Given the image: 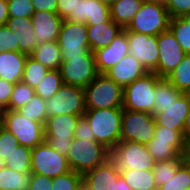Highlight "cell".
I'll return each mask as SVG.
<instances>
[{"instance_id": "cell-1", "label": "cell", "mask_w": 190, "mask_h": 190, "mask_svg": "<svg viewBox=\"0 0 190 190\" xmlns=\"http://www.w3.org/2000/svg\"><path fill=\"white\" fill-rule=\"evenodd\" d=\"M123 107L86 109L83 117L93 131L95 140L109 150L120 142Z\"/></svg>"}, {"instance_id": "cell-2", "label": "cell", "mask_w": 190, "mask_h": 190, "mask_svg": "<svg viewBox=\"0 0 190 190\" xmlns=\"http://www.w3.org/2000/svg\"><path fill=\"white\" fill-rule=\"evenodd\" d=\"M66 157L70 170L84 174L106 162L110 150L97 141L73 138Z\"/></svg>"}, {"instance_id": "cell-3", "label": "cell", "mask_w": 190, "mask_h": 190, "mask_svg": "<svg viewBox=\"0 0 190 190\" xmlns=\"http://www.w3.org/2000/svg\"><path fill=\"white\" fill-rule=\"evenodd\" d=\"M161 78L148 72L123 88V108L154 114L155 87Z\"/></svg>"}, {"instance_id": "cell-4", "label": "cell", "mask_w": 190, "mask_h": 190, "mask_svg": "<svg viewBox=\"0 0 190 190\" xmlns=\"http://www.w3.org/2000/svg\"><path fill=\"white\" fill-rule=\"evenodd\" d=\"M171 17L160 2H143L129 25L128 31L157 36L170 28Z\"/></svg>"}, {"instance_id": "cell-5", "label": "cell", "mask_w": 190, "mask_h": 190, "mask_svg": "<svg viewBox=\"0 0 190 190\" xmlns=\"http://www.w3.org/2000/svg\"><path fill=\"white\" fill-rule=\"evenodd\" d=\"M84 92L86 109L123 107V88L105 74H99Z\"/></svg>"}, {"instance_id": "cell-6", "label": "cell", "mask_w": 190, "mask_h": 190, "mask_svg": "<svg viewBox=\"0 0 190 190\" xmlns=\"http://www.w3.org/2000/svg\"><path fill=\"white\" fill-rule=\"evenodd\" d=\"M1 122L19 145L33 149L45 141L44 125L26 118L18 110L1 111Z\"/></svg>"}, {"instance_id": "cell-7", "label": "cell", "mask_w": 190, "mask_h": 190, "mask_svg": "<svg viewBox=\"0 0 190 190\" xmlns=\"http://www.w3.org/2000/svg\"><path fill=\"white\" fill-rule=\"evenodd\" d=\"M109 159L119 172L128 170H152L155 160L144 144L120 141L110 150Z\"/></svg>"}, {"instance_id": "cell-8", "label": "cell", "mask_w": 190, "mask_h": 190, "mask_svg": "<svg viewBox=\"0 0 190 190\" xmlns=\"http://www.w3.org/2000/svg\"><path fill=\"white\" fill-rule=\"evenodd\" d=\"M146 146L155 162L176 158L181 154H190L183 130H171L158 125L152 140Z\"/></svg>"}, {"instance_id": "cell-9", "label": "cell", "mask_w": 190, "mask_h": 190, "mask_svg": "<svg viewBox=\"0 0 190 190\" xmlns=\"http://www.w3.org/2000/svg\"><path fill=\"white\" fill-rule=\"evenodd\" d=\"M81 117L83 116L63 114L47 118L44 124L45 141L57 152L67 156Z\"/></svg>"}, {"instance_id": "cell-10", "label": "cell", "mask_w": 190, "mask_h": 190, "mask_svg": "<svg viewBox=\"0 0 190 190\" xmlns=\"http://www.w3.org/2000/svg\"><path fill=\"white\" fill-rule=\"evenodd\" d=\"M156 132L154 115L148 112L122 111L120 141L148 144Z\"/></svg>"}, {"instance_id": "cell-11", "label": "cell", "mask_w": 190, "mask_h": 190, "mask_svg": "<svg viewBox=\"0 0 190 190\" xmlns=\"http://www.w3.org/2000/svg\"><path fill=\"white\" fill-rule=\"evenodd\" d=\"M47 117L56 115L83 116L86 111L84 88L63 84L61 88L46 100Z\"/></svg>"}, {"instance_id": "cell-12", "label": "cell", "mask_w": 190, "mask_h": 190, "mask_svg": "<svg viewBox=\"0 0 190 190\" xmlns=\"http://www.w3.org/2000/svg\"><path fill=\"white\" fill-rule=\"evenodd\" d=\"M63 84L87 87L98 75L94 52L87 51L83 56L70 57L60 66Z\"/></svg>"}, {"instance_id": "cell-13", "label": "cell", "mask_w": 190, "mask_h": 190, "mask_svg": "<svg viewBox=\"0 0 190 190\" xmlns=\"http://www.w3.org/2000/svg\"><path fill=\"white\" fill-rule=\"evenodd\" d=\"M69 171L67 157L57 152L46 141L31 150V173L53 179Z\"/></svg>"}, {"instance_id": "cell-14", "label": "cell", "mask_w": 190, "mask_h": 190, "mask_svg": "<svg viewBox=\"0 0 190 190\" xmlns=\"http://www.w3.org/2000/svg\"><path fill=\"white\" fill-rule=\"evenodd\" d=\"M63 61L90 51L87 24L63 20L57 40Z\"/></svg>"}, {"instance_id": "cell-15", "label": "cell", "mask_w": 190, "mask_h": 190, "mask_svg": "<svg viewBox=\"0 0 190 190\" xmlns=\"http://www.w3.org/2000/svg\"><path fill=\"white\" fill-rule=\"evenodd\" d=\"M126 32L130 55L138 60L148 72H153L158 67L159 47L157 36L146 35L137 32Z\"/></svg>"}, {"instance_id": "cell-16", "label": "cell", "mask_w": 190, "mask_h": 190, "mask_svg": "<svg viewBox=\"0 0 190 190\" xmlns=\"http://www.w3.org/2000/svg\"><path fill=\"white\" fill-rule=\"evenodd\" d=\"M159 47L158 67L153 71L160 78H166L182 62L186 53L169 29L157 35Z\"/></svg>"}, {"instance_id": "cell-17", "label": "cell", "mask_w": 190, "mask_h": 190, "mask_svg": "<svg viewBox=\"0 0 190 190\" xmlns=\"http://www.w3.org/2000/svg\"><path fill=\"white\" fill-rule=\"evenodd\" d=\"M190 110V93H183L175 102L166 108L154 112L156 125L171 130H183L186 116Z\"/></svg>"}, {"instance_id": "cell-18", "label": "cell", "mask_w": 190, "mask_h": 190, "mask_svg": "<svg viewBox=\"0 0 190 190\" xmlns=\"http://www.w3.org/2000/svg\"><path fill=\"white\" fill-rule=\"evenodd\" d=\"M120 172L114 163L108 159L95 169L82 174V187L85 190H115V184Z\"/></svg>"}, {"instance_id": "cell-19", "label": "cell", "mask_w": 190, "mask_h": 190, "mask_svg": "<svg viewBox=\"0 0 190 190\" xmlns=\"http://www.w3.org/2000/svg\"><path fill=\"white\" fill-rule=\"evenodd\" d=\"M128 54H130L129 43L123 30L109 46L94 51L98 73L104 74Z\"/></svg>"}, {"instance_id": "cell-20", "label": "cell", "mask_w": 190, "mask_h": 190, "mask_svg": "<svg viewBox=\"0 0 190 190\" xmlns=\"http://www.w3.org/2000/svg\"><path fill=\"white\" fill-rule=\"evenodd\" d=\"M31 20L34 27L35 45L58 40L63 19L57 13L34 11Z\"/></svg>"}, {"instance_id": "cell-21", "label": "cell", "mask_w": 190, "mask_h": 190, "mask_svg": "<svg viewBox=\"0 0 190 190\" xmlns=\"http://www.w3.org/2000/svg\"><path fill=\"white\" fill-rule=\"evenodd\" d=\"M146 73L145 67L128 54L104 74L124 88Z\"/></svg>"}, {"instance_id": "cell-22", "label": "cell", "mask_w": 190, "mask_h": 190, "mask_svg": "<svg viewBox=\"0 0 190 190\" xmlns=\"http://www.w3.org/2000/svg\"><path fill=\"white\" fill-rule=\"evenodd\" d=\"M111 18L110 7L99 0H80L75 7V22L95 26Z\"/></svg>"}, {"instance_id": "cell-23", "label": "cell", "mask_w": 190, "mask_h": 190, "mask_svg": "<svg viewBox=\"0 0 190 190\" xmlns=\"http://www.w3.org/2000/svg\"><path fill=\"white\" fill-rule=\"evenodd\" d=\"M6 25L15 33L16 52L20 51L30 56L36 47L34 27L31 18L9 17Z\"/></svg>"}, {"instance_id": "cell-24", "label": "cell", "mask_w": 190, "mask_h": 190, "mask_svg": "<svg viewBox=\"0 0 190 190\" xmlns=\"http://www.w3.org/2000/svg\"><path fill=\"white\" fill-rule=\"evenodd\" d=\"M28 55L18 51L0 53V79L12 84L22 81Z\"/></svg>"}, {"instance_id": "cell-25", "label": "cell", "mask_w": 190, "mask_h": 190, "mask_svg": "<svg viewBox=\"0 0 190 190\" xmlns=\"http://www.w3.org/2000/svg\"><path fill=\"white\" fill-rule=\"evenodd\" d=\"M90 51L109 46L113 40L123 31L120 25L115 24L110 18L107 22L87 26Z\"/></svg>"}, {"instance_id": "cell-26", "label": "cell", "mask_w": 190, "mask_h": 190, "mask_svg": "<svg viewBox=\"0 0 190 190\" xmlns=\"http://www.w3.org/2000/svg\"><path fill=\"white\" fill-rule=\"evenodd\" d=\"M30 56L49 70H59L63 62L62 52L57 41L36 45Z\"/></svg>"}, {"instance_id": "cell-27", "label": "cell", "mask_w": 190, "mask_h": 190, "mask_svg": "<svg viewBox=\"0 0 190 190\" xmlns=\"http://www.w3.org/2000/svg\"><path fill=\"white\" fill-rule=\"evenodd\" d=\"M143 0H118L110 7L112 21L126 28L142 6Z\"/></svg>"}, {"instance_id": "cell-28", "label": "cell", "mask_w": 190, "mask_h": 190, "mask_svg": "<svg viewBox=\"0 0 190 190\" xmlns=\"http://www.w3.org/2000/svg\"><path fill=\"white\" fill-rule=\"evenodd\" d=\"M190 156V154H181L176 158L155 162L152 169L156 181L157 189L166 184L173 178L178 167Z\"/></svg>"}, {"instance_id": "cell-29", "label": "cell", "mask_w": 190, "mask_h": 190, "mask_svg": "<svg viewBox=\"0 0 190 190\" xmlns=\"http://www.w3.org/2000/svg\"><path fill=\"white\" fill-rule=\"evenodd\" d=\"M31 173H19L0 164V190H28Z\"/></svg>"}, {"instance_id": "cell-30", "label": "cell", "mask_w": 190, "mask_h": 190, "mask_svg": "<svg viewBox=\"0 0 190 190\" xmlns=\"http://www.w3.org/2000/svg\"><path fill=\"white\" fill-rule=\"evenodd\" d=\"M132 190H157L152 170H128L120 172Z\"/></svg>"}, {"instance_id": "cell-31", "label": "cell", "mask_w": 190, "mask_h": 190, "mask_svg": "<svg viewBox=\"0 0 190 190\" xmlns=\"http://www.w3.org/2000/svg\"><path fill=\"white\" fill-rule=\"evenodd\" d=\"M183 94L178 91L166 78H161L155 87V105L154 112L158 108L169 107Z\"/></svg>"}, {"instance_id": "cell-32", "label": "cell", "mask_w": 190, "mask_h": 190, "mask_svg": "<svg viewBox=\"0 0 190 190\" xmlns=\"http://www.w3.org/2000/svg\"><path fill=\"white\" fill-rule=\"evenodd\" d=\"M31 148L18 145L2 165L19 173H31Z\"/></svg>"}, {"instance_id": "cell-33", "label": "cell", "mask_w": 190, "mask_h": 190, "mask_svg": "<svg viewBox=\"0 0 190 190\" xmlns=\"http://www.w3.org/2000/svg\"><path fill=\"white\" fill-rule=\"evenodd\" d=\"M166 79L183 93H190V54L166 77Z\"/></svg>"}, {"instance_id": "cell-34", "label": "cell", "mask_w": 190, "mask_h": 190, "mask_svg": "<svg viewBox=\"0 0 190 190\" xmlns=\"http://www.w3.org/2000/svg\"><path fill=\"white\" fill-rule=\"evenodd\" d=\"M63 85L60 70H49L36 86L35 94L42 99H50Z\"/></svg>"}, {"instance_id": "cell-35", "label": "cell", "mask_w": 190, "mask_h": 190, "mask_svg": "<svg viewBox=\"0 0 190 190\" xmlns=\"http://www.w3.org/2000/svg\"><path fill=\"white\" fill-rule=\"evenodd\" d=\"M26 118L45 124L47 120L46 100L35 94L30 98L26 105L18 110Z\"/></svg>"}, {"instance_id": "cell-36", "label": "cell", "mask_w": 190, "mask_h": 190, "mask_svg": "<svg viewBox=\"0 0 190 190\" xmlns=\"http://www.w3.org/2000/svg\"><path fill=\"white\" fill-rule=\"evenodd\" d=\"M171 32L186 54H190V16L177 17L170 21Z\"/></svg>"}, {"instance_id": "cell-37", "label": "cell", "mask_w": 190, "mask_h": 190, "mask_svg": "<svg viewBox=\"0 0 190 190\" xmlns=\"http://www.w3.org/2000/svg\"><path fill=\"white\" fill-rule=\"evenodd\" d=\"M190 189V156L178 167L172 179L157 190H188Z\"/></svg>"}, {"instance_id": "cell-38", "label": "cell", "mask_w": 190, "mask_h": 190, "mask_svg": "<svg viewBox=\"0 0 190 190\" xmlns=\"http://www.w3.org/2000/svg\"><path fill=\"white\" fill-rule=\"evenodd\" d=\"M48 71L49 69L43 66L40 62L36 61L31 56H28L24 65L22 81L35 89L39 81L43 79Z\"/></svg>"}, {"instance_id": "cell-39", "label": "cell", "mask_w": 190, "mask_h": 190, "mask_svg": "<svg viewBox=\"0 0 190 190\" xmlns=\"http://www.w3.org/2000/svg\"><path fill=\"white\" fill-rule=\"evenodd\" d=\"M33 95L35 90L30 85L23 81L17 82L10 97L9 110H19Z\"/></svg>"}, {"instance_id": "cell-40", "label": "cell", "mask_w": 190, "mask_h": 190, "mask_svg": "<svg viewBox=\"0 0 190 190\" xmlns=\"http://www.w3.org/2000/svg\"><path fill=\"white\" fill-rule=\"evenodd\" d=\"M82 188V174L70 170L53 178L52 190H79Z\"/></svg>"}, {"instance_id": "cell-41", "label": "cell", "mask_w": 190, "mask_h": 190, "mask_svg": "<svg viewBox=\"0 0 190 190\" xmlns=\"http://www.w3.org/2000/svg\"><path fill=\"white\" fill-rule=\"evenodd\" d=\"M19 142L14 135L3 127L0 122V164L18 147Z\"/></svg>"}, {"instance_id": "cell-42", "label": "cell", "mask_w": 190, "mask_h": 190, "mask_svg": "<svg viewBox=\"0 0 190 190\" xmlns=\"http://www.w3.org/2000/svg\"><path fill=\"white\" fill-rule=\"evenodd\" d=\"M8 15L14 18H31L34 13L31 0H7Z\"/></svg>"}, {"instance_id": "cell-43", "label": "cell", "mask_w": 190, "mask_h": 190, "mask_svg": "<svg viewBox=\"0 0 190 190\" xmlns=\"http://www.w3.org/2000/svg\"><path fill=\"white\" fill-rule=\"evenodd\" d=\"M164 5L171 19L190 16V0H165Z\"/></svg>"}, {"instance_id": "cell-44", "label": "cell", "mask_w": 190, "mask_h": 190, "mask_svg": "<svg viewBox=\"0 0 190 190\" xmlns=\"http://www.w3.org/2000/svg\"><path fill=\"white\" fill-rule=\"evenodd\" d=\"M16 52L15 33L5 25H0V53L1 52Z\"/></svg>"}, {"instance_id": "cell-45", "label": "cell", "mask_w": 190, "mask_h": 190, "mask_svg": "<svg viewBox=\"0 0 190 190\" xmlns=\"http://www.w3.org/2000/svg\"><path fill=\"white\" fill-rule=\"evenodd\" d=\"M80 0H57L56 13L63 20L75 22V7Z\"/></svg>"}, {"instance_id": "cell-46", "label": "cell", "mask_w": 190, "mask_h": 190, "mask_svg": "<svg viewBox=\"0 0 190 190\" xmlns=\"http://www.w3.org/2000/svg\"><path fill=\"white\" fill-rule=\"evenodd\" d=\"M53 179L36 173H31L28 190H52Z\"/></svg>"}, {"instance_id": "cell-47", "label": "cell", "mask_w": 190, "mask_h": 190, "mask_svg": "<svg viewBox=\"0 0 190 190\" xmlns=\"http://www.w3.org/2000/svg\"><path fill=\"white\" fill-rule=\"evenodd\" d=\"M14 85L6 80L0 79V110H9L10 97L14 89Z\"/></svg>"}, {"instance_id": "cell-48", "label": "cell", "mask_w": 190, "mask_h": 190, "mask_svg": "<svg viewBox=\"0 0 190 190\" xmlns=\"http://www.w3.org/2000/svg\"><path fill=\"white\" fill-rule=\"evenodd\" d=\"M74 138L96 141L93 131L84 117H81L80 120L78 121L77 127L74 131Z\"/></svg>"}, {"instance_id": "cell-49", "label": "cell", "mask_w": 190, "mask_h": 190, "mask_svg": "<svg viewBox=\"0 0 190 190\" xmlns=\"http://www.w3.org/2000/svg\"><path fill=\"white\" fill-rule=\"evenodd\" d=\"M34 11H49L56 13L57 0H31Z\"/></svg>"}, {"instance_id": "cell-50", "label": "cell", "mask_w": 190, "mask_h": 190, "mask_svg": "<svg viewBox=\"0 0 190 190\" xmlns=\"http://www.w3.org/2000/svg\"><path fill=\"white\" fill-rule=\"evenodd\" d=\"M7 0H0V25H5L9 18Z\"/></svg>"}, {"instance_id": "cell-51", "label": "cell", "mask_w": 190, "mask_h": 190, "mask_svg": "<svg viewBox=\"0 0 190 190\" xmlns=\"http://www.w3.org/2000/svg\"><path fill=\"white\" fill-rule=\"evenodd\" d=\"M183 137H184L185 143L188 147V150L190 151V110H189V112L186 116L185 122H184Z\"/></svg>"}, {"instance_id": "cell-52", "label": "cell", "mask_w": 190, "mask_h": 190, "mask_svg": "<svg viewBox=\"0 0 190 190\" xmlns=\"http://www.w3.org/2000/svg\"><path fill=\"white\" fill-rule=\"evenodd\" d=\"M115 190H132L131 187L125 182L123 177L120 175L115 184Z\"/></svg>"}, {"instance_id": "cell-53", "label": "cell", "mask_w": 190, "mask_h": 190, "mask_svg": "<svg viewBox=\"0 0 190 190\" xmlns=\"http://www.w3.org/2000/svg\"><path fill=\"white\" fill-rule=\"evenodd\" d=\"M103 4H105L108 7H111L114 3H116L118 0H99Z\"/></svg>"}, {"instance_id": "cell-54", "label": "cell", "mask_w": 190, "mask_h": 190, "mask_svg": "<svg viewBox=\"0 0 190 190\" xmlns=\"http://www.w3.org/2000/svg\"><path fill=\"white\" fill-rule=\"evenodd\" d=\"M143 2H160V3H164L165 0H143Z\"/></svg>"}]
</instances>
